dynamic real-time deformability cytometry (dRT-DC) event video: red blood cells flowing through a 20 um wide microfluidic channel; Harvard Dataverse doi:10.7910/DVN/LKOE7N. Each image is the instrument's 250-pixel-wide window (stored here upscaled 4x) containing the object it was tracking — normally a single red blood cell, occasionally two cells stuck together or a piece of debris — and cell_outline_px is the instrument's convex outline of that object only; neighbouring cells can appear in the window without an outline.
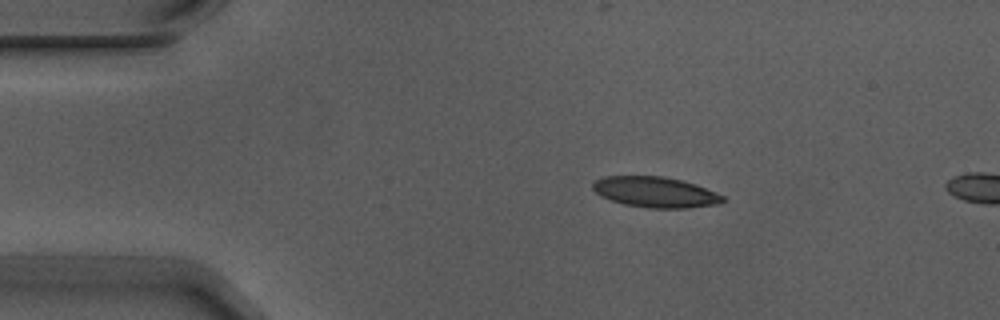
{"species": "Egyptian fruit bat (a non-hibernating species)", "species_latin": "Rousettus aegyptiacus", "temperature_condition": "warm", "stored_images_in_passage": 2, "camera_frame_rate_fps": 3000, "um_per_image_px": 0.085, "animal": {"sex": "male"}, "frame": {"image": 1, "passage_image": 2, "time_ms": 0.333, "image_size_px": [1000, 320], "cell_outline_px": [[728, 200], [720, 204], [688, 208], [648, 208], [624, 204], [600, 196], [592, 188], [592, 184], [596, 180], [604, 176], [664, 176], [696, 184], [724, 196]], "centroid_in_image_um": [55.73, 16.33], "position_along_channel_um": 29.3, "area_um2": 23.29}}